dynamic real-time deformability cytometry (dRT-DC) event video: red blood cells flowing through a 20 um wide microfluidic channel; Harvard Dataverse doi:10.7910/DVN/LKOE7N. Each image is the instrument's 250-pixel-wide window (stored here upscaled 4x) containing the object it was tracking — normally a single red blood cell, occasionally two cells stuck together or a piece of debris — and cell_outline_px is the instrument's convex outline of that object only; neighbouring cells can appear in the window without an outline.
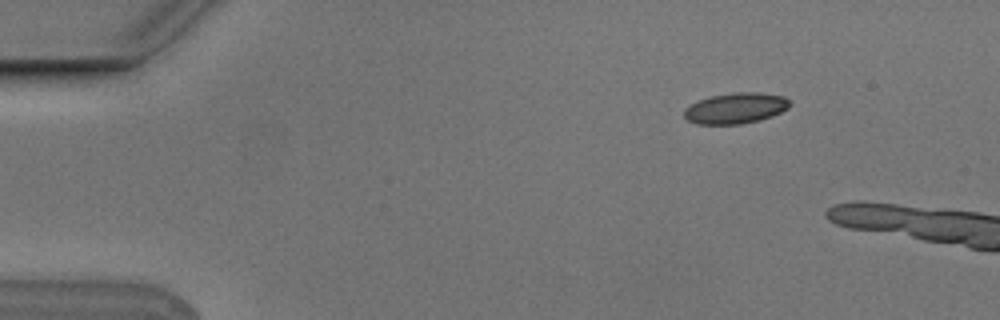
{"species": "Egyptian fruit bat (a non-hibernating species)", "species_latin": "Rousettus aegyptiacus", "temperature_condition": "cold", "stored_images_in_passage": 3, "camera_frame_rate_fps": 3000, "um_per_image_px": 0.085, "animal": {"sex": "male"}, "frame": {"image": 1, "passage_image": 2, "time_ms": 0.333, "image_size_px": [1000, 320], "cell_outline_px": [[792, 104], [788, 108], [772, 116], [760, 120], [740, 124], [696, 124], [688, 120], [684, 116], [684, 108], [700, 100], [712, 96], [732, 92], [756, 92], [784, 96]], "centroid_in_image_um": [62.54, 9.2], "position_along_channel_um": 22.5, "area_um2": 18.9}}